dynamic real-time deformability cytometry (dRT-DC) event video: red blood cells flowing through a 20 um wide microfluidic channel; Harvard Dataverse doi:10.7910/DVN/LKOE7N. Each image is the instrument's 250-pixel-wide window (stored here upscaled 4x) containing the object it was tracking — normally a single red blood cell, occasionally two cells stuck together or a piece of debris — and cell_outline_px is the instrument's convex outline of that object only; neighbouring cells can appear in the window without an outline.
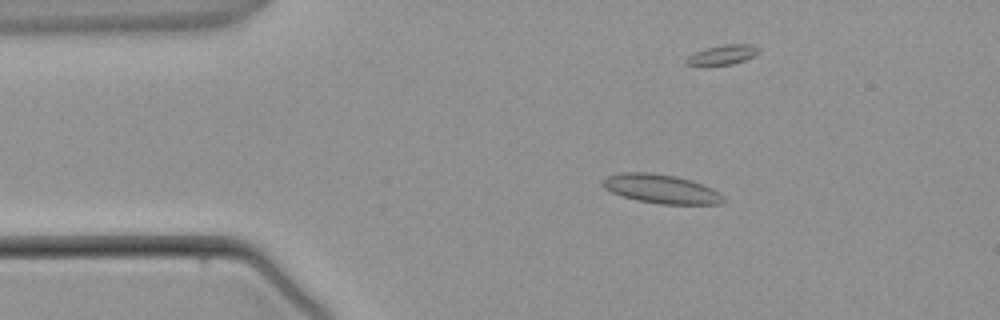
{"species": "common noctule bat (a hibernating species)", "species_latin": "Nyctalus noctula", "temperature_condition": "warm", "stored_images_in_passage": 4, "camera_frame_rate_fps": 3000, "um_per_image_px": 0.085, "animal": {"sex": "male", "body_mass_g": 21.5, "forearm_length_mm": 52.0}, "frame": {"image": 1, "passage_image": 3, "time_ms": 2.333, "image_size_px": [1000, 320], "cell_outline_px": [[724, 200], [720, 204], [660, 204], [636, 200], [612, 192], [604, 188], [600, 184], [600, 180], [608, 176], [620, 172], [648, 172], [676, 176], [692, 180], [712, 188], [720, 192], [724, 196]], "centroid_in_image_um": [56.18, 16.05], "position_along_channel_um": 28.8, "area_um2": 20.52}}